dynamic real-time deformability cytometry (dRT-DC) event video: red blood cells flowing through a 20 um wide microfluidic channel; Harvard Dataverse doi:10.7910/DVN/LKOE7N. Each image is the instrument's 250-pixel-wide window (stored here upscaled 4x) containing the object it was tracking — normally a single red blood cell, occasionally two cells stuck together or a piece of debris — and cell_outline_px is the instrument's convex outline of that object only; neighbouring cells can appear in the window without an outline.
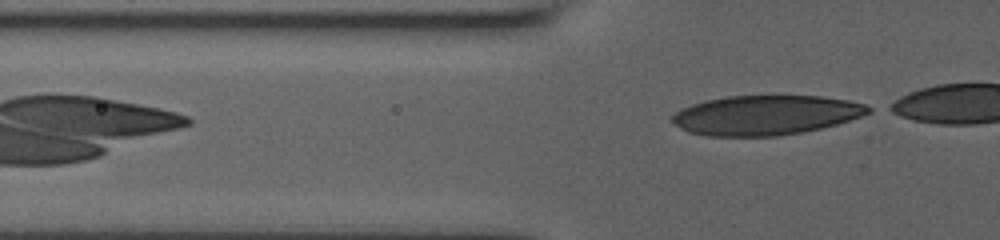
{"species": "human", "species_latin": "Homo sapiens", "temperature_condition": "room temperature", "stored_images_in_passage": 10, "camera_frame_rate_fps": 3000, "um_per_image_px": 0.085, "donor": {"sex": "male"}, "frame": {"image": 1, "passage_image": 10, "time_ms": 5.0, "image_size_px": [1000, 240], "cell_outline_px": [[876, 108], [872, 112], [836, 124], [820, 128], [800, 132], [776, 136], [708, 136], [688, 132], [680, 128], [672, 120], [672, 116], [680, 108], [692, 104], [708, 100], [728, 96], [820, 96], [848, 100], [868, 104]], "centroid_in_image_um": [65.12, 9.78], "position_along_channel_um": 60.7, "area_um2": 45.2}}